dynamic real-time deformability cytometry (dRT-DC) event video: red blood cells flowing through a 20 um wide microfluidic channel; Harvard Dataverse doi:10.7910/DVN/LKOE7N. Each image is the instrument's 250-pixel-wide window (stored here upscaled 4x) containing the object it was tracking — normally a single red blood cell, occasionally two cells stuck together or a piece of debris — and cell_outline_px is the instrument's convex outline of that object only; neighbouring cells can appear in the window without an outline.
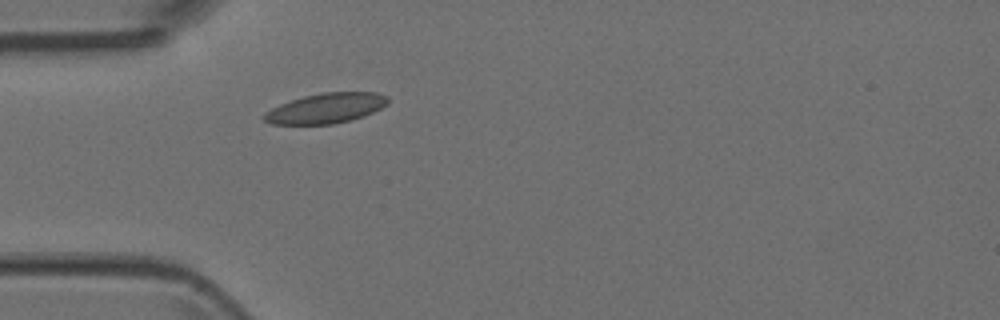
{"species": "Egyptian fruit bat (a non-hibernating species)", "species_latin": "Rousettus aegyptiacus", "temperature_condition": "room temperature", "stored_images_in_passage": 1, "camera_frame_rate_fps": 3000, "um_per_image_px": 0.085, "animal": {"sex": "female"}, "frame": {"image": 1, "passage_image": 1, "time_ms": 0.0, "image_size_px": [1000, 320], "cell_outline_px": [[388, 104], [364, 116], [352, 120], [332, 124], [272, 124], [264, 120], [260, 116], [264, 112], [280, 104], [304, 96], [320, 92], [376, 92], [388, 96]], "centroid_in_image_um": [27.7, 9.2], "position_along_channel_um": 57.3, "area_um2": 21.79}}